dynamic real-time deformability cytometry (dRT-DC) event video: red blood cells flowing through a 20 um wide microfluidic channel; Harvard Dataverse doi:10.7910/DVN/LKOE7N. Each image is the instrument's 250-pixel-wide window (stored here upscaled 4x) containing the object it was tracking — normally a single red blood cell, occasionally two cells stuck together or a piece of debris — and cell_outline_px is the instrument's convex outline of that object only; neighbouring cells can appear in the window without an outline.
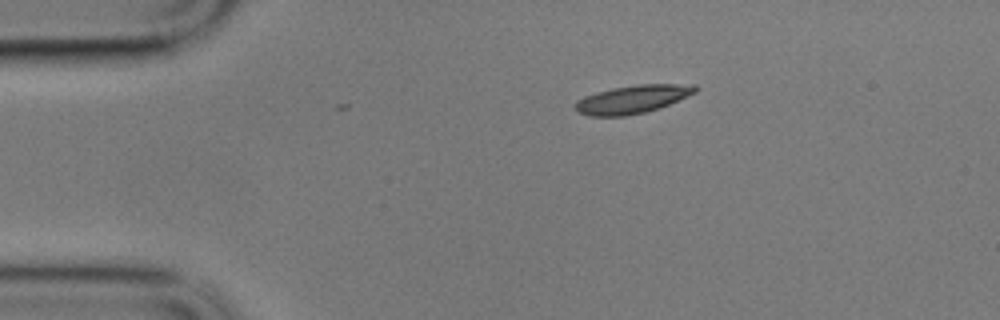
{"species": "common noctule bat (a hibernating species)", "species_latin": "Nyctalus noctula", "temperature_condition": "cold", "stored_images_in_passage": 49, "camera_frame_rate_fps": 3000, "um_per_image_px": 0.085, "animal": {"sex": "male", "body_mass_g": 17.9}, "frame": {"image": 1, "passage_image": 1, "time_ms": 0.0, "image_size_px": [1000, 320], "cell_outline_px": [[700, 88], [696, 92], [660, 108], [644, 112], [624, 116], [588, 116], [580, 112], [576, 108], [576, 100], [584, 96], [612, 88], [636, 84], [696, 84]], "centroid_in_image_um": [53.8, 8.42], "position_along_channel_um": 31.2, "area_um2": 19.65}}
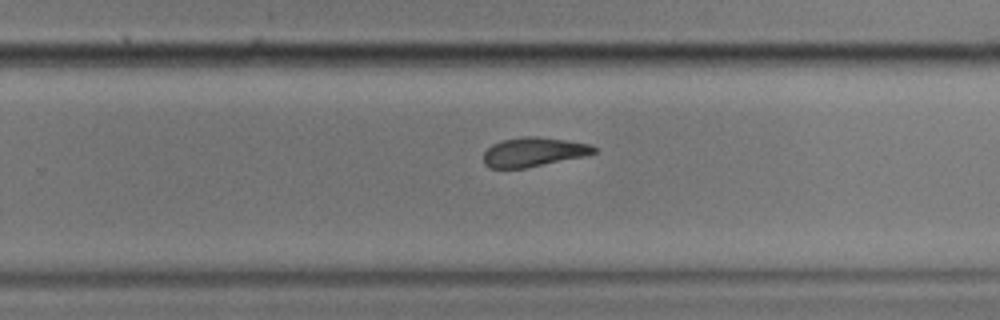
{"frame": {"image": 2, "passage_image": 28, "time_ms": 9.0, "image_size_px": [1000, 320], "cell_outline_px": [[596, 152], [584, 156], [524, 168], [488, 168], [484, 164], [484, 152], [492, 144], [504, 140], [524, 136], [536, 136], [592, 144], [596, 148]], "centroid_in_image_um": [45.34, 12.92], "position_along_channel_um": 284.5, "area_um2": 18.61}}
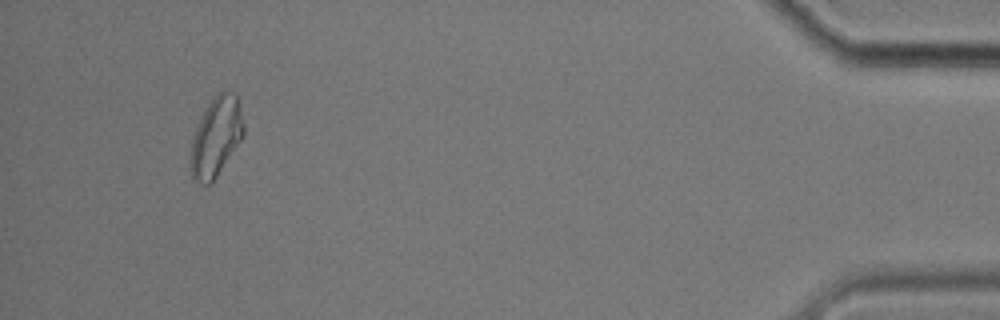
{"frame": {"image": 3, "passage_image": 46, "time_ms": 15.0, "image_size_px": [1000, 320], "cell_outline_px": [[244, 136], [216, 176], [208, 184], [204, 184], [192, 180], [188, 168], [192, 136], [204, 108], [212, 96], [220, 92], [236, 92], [244, 124]], "centroid_in_image_um": [18.33, 11.62], "position_along_channel_um": 416.9, "area_um2": 24.91}, "authors_computed_cell_mechanics": {"area_um2": 19.7098, "velocity_mm_per_s": 3.3624, "shape_relaxation_time_tau1_ms": 4.2348, "shape_relaxation_time_tau2_ms": 1.8611, "deformation_change_tau1": 0.1426, "deformation_change_tau2": 0.0798}}